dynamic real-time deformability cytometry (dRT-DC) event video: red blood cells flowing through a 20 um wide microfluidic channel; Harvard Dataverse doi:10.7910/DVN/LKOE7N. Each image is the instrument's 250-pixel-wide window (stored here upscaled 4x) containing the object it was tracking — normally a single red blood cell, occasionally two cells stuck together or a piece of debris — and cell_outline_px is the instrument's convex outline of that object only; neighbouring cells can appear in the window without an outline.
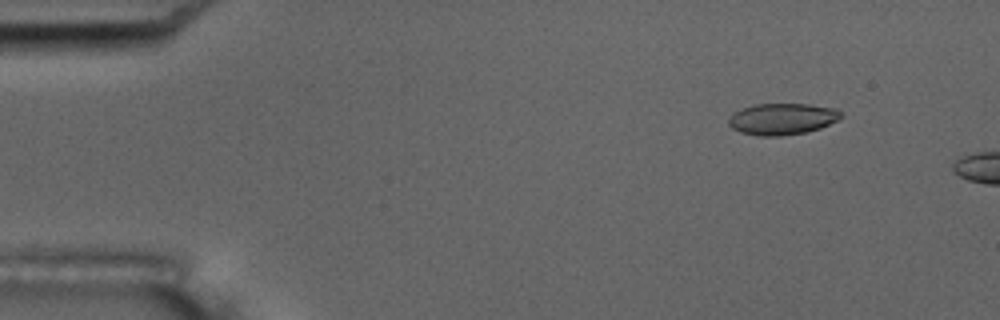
{"species": "common noctule bat (a hibernating species)", "species_latin": "Nyctalus noctula", "temperature_condition": "room temperature", "stored_images_in_passage": 4, "camera_frame_rate_fps": 3000, "um_per_image_px": 0.085, "animal": {"sex": "male", "body_mass_g": 17.5, "forearm_length_mm": 52.3}, "frame": {"image": 1, "passage_image": 2, "time_ms": 1.333, "image_size_px": [1000, 320], "cell_outline_px": [[844, 116], [820, 128], [808, 132], [780, 136], [760, 136], [740, 132], [732, 128], [728, 124], [728, 116], [732, 112], [756, 104], [808, 104], [836, 108]], "centroid_in_image_um": [66.46, 10.11], "position_along_channel_um": 18.5, "area_um2": 20.69}}